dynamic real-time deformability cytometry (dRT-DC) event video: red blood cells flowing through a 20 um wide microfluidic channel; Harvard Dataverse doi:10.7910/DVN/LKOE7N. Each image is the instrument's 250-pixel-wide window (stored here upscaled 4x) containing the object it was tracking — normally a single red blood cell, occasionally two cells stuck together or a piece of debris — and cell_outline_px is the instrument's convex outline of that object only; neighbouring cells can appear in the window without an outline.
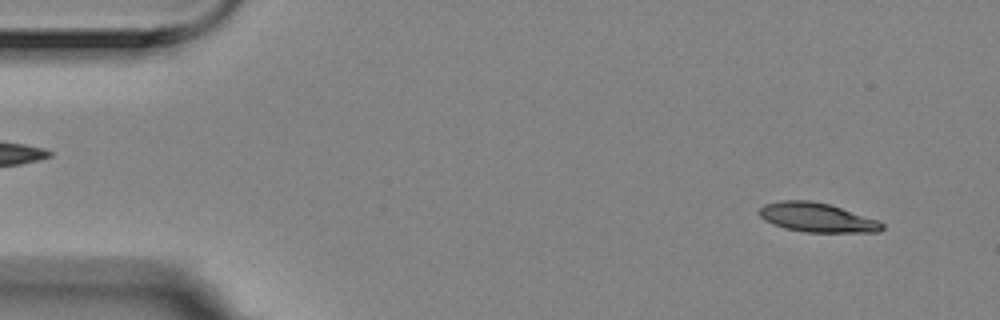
{"species": "Egyptian fruit bat (a non-hibernating species)", "species_latin": "Rousettus aegyptiacus", "temperature_condition": "room temperature", "stored_images_in_passage": 4, "camera_frame_rate_fps": 3000, "um_per_image_px": 0.085, "animal": {"sex": "female"}, "frame": {"image": 1, "passage_image": 1, "time_ms": 0.0, "image_size_px": [1000, 320], "cell_outline_px": [[884, 228], [880, 232], [804, 232], [784, 228], [772, 224], [764, 220], [756, 212], [764, 204], [780, 200], [808, 200], [828, 204], [880, 220], [884, 224]], "centroid_in_image_um": [69.43, 18.49], "position_along_channel_um": 15.6, "area_um2": 21.1}}
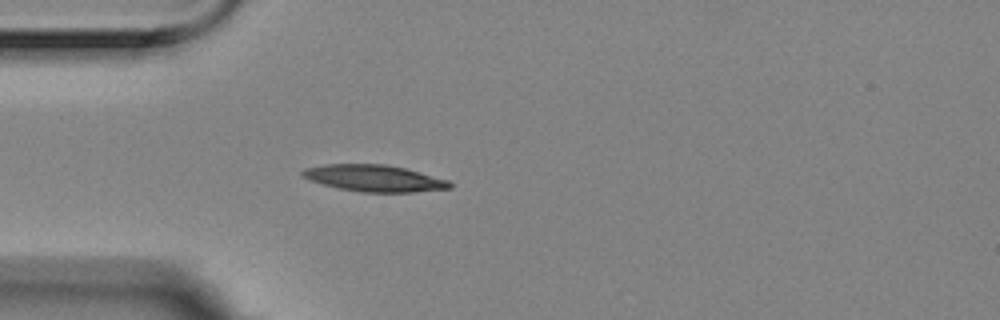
{"frame": {"image": 2, "passage_image": 4, "time_ms": 1.0, "image_size_px": [1000, 320], "cell_outline_px": [[452, 188], [412, 192], [360, 192], [340, 188], [308, 180], [300, 176], [300, 172], [304, 168], [324, 164], [384, 164], [404, 168], [448, 180], [452, 184]], "centroid_in_image_um": [31.76, 15.14], "position_along_channel_um": 53.2, "area_um2": 22.77}}